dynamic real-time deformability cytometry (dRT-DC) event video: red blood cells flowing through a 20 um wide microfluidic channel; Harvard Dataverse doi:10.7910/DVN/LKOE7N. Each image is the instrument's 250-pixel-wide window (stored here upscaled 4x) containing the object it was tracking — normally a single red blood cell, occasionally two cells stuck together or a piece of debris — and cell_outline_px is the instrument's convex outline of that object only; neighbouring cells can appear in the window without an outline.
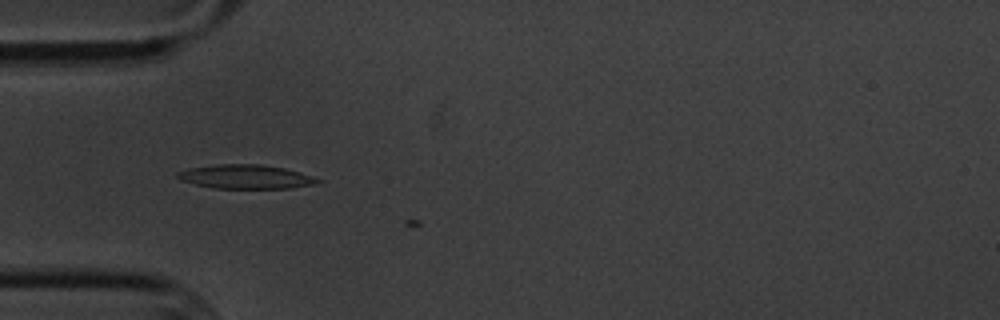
{"species": "common noctule bat (a hibernating species)", "species_latin": "Nyctalus noctula", "temperature_condition": "cold", "stored_images_in_passage": 6, "camera_frame_rate_fps": 3000, "um_per_image_px": 0.085, "animal": {"sex": "male", "body_mass_g": 20.1, "forearm_length_mm": 53.5}, "frame": {"image": 1, "passage_image": 5, "time_ms": 4.667, "image_size_px": [1000, 320], "cell_outline_px": [[324, 180], [312, 184], [288, 188], [212, 188], [180, 180], [176, 176], [176, 172], [192, 168], [220, 164], [260, 164], [284, 168], [300, 172]], "centroid_in_image_um": [20.88, 15.02], "position_along_channel_um": 64.1, "area_um2": 19.36}}